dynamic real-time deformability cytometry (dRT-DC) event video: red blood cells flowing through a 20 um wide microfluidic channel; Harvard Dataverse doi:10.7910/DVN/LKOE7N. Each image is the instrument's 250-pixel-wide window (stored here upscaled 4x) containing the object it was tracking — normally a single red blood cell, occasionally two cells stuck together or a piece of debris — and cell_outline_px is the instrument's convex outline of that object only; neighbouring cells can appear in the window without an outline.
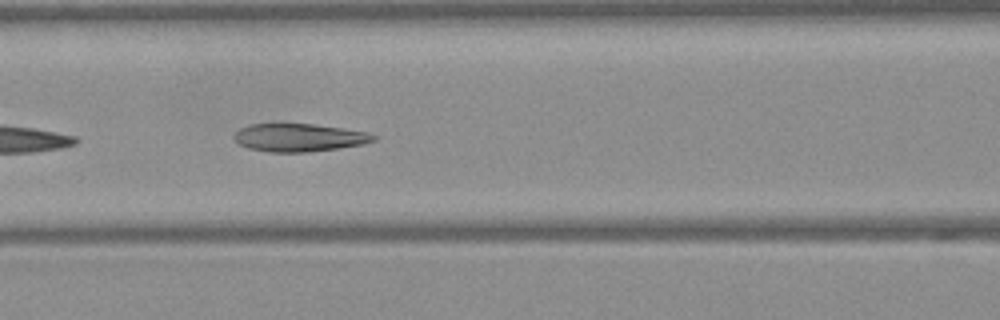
{"species": "Egyptian fruit bat (a non-hibernating species)", "species_latin": "Rousettus aegyptiacus", "temperature_condition": "warm", "stored_images_in_passage": 31, "camera_frame_rate_fps": 3000, "um_per_image_px": 0.085, "frame": {"image": 1, "passage_image": 7, "time_ms": 2.0, "image_size_px": [1000, 320], "cell_outline_px": [[380, 136], [376, 140], [364, 144], [340, 148], [308, 152], [272, 152], [248, 148], [240, 144], [232, 136], [240, 128], [248, 124], [312, 124], [344, 128], [368, 132]], "centroid_in_image_um": [25.48, 11.69], "position_along_channel_um": 141.1, "area_um2": 22.83}}
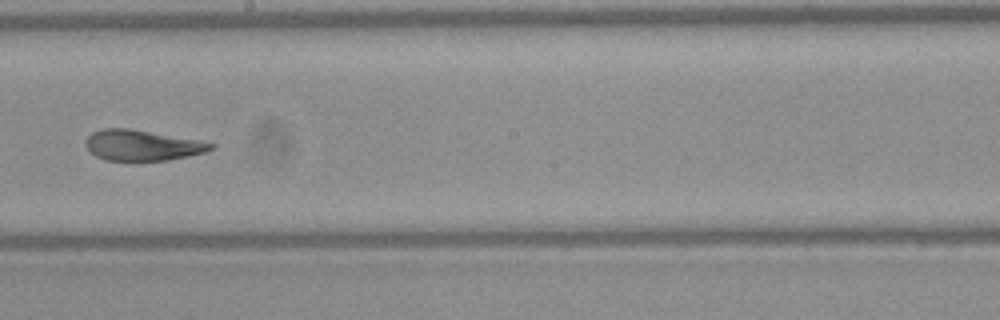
{"frame": {"image": 2, "passage_image": 14, "time_ms": 4.333, "image_size_px": [1000, 320], "cell_outline_px": [[216, 144], [212, 148], [204, 152], [188, 156], [168, 160], [104, 160], [88, 152], [84, 144], [84, 140], [92, 132], [100, 128], [128, 128], [196, 140]], "centroid_in_image_um": [11.98, 12.35], "position_along_channel_um": 236.2, "area_um2": 22.2}}
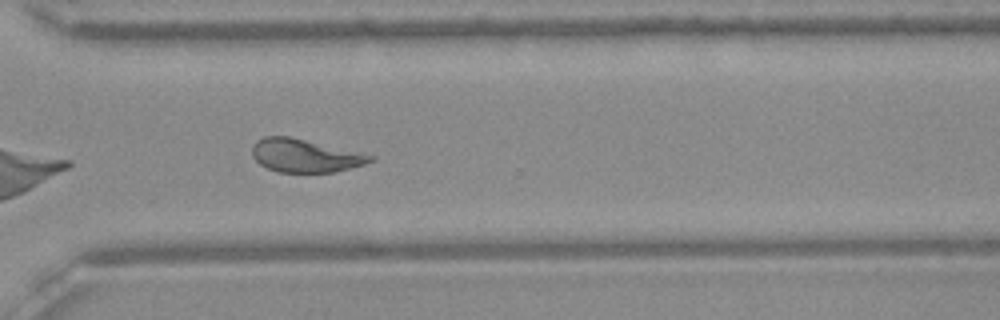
{"frame": {"image": 3, "passage_image": 22, "time_ms": 7.0, "image_size_px": [1000, 320], "cell_outline_px": [[376, 156], [372, 160], [364, 164], [332, 172], [280, 172], [268, 168], [260, 164], [252, 156], [252, 144], [256, 140], [264, 136], [288, 136], [360, 152]], "centroid_in_image_um": [25.88, 13.22], "position_along_channel_um": 344.7, "area_um2": 22.6}, "authors_computed_cell_mechanics": {"area_um2": 23.2934, "velocity_mm_per_s": 4.0765, "shape_relaxation_time_tau1_ms": 5.7597, "shape_relaxation_time_tau2_ms": 1.3068, "deformation_change_tau1": 0.1938, "deformation_change_tau2": 0.0857}}